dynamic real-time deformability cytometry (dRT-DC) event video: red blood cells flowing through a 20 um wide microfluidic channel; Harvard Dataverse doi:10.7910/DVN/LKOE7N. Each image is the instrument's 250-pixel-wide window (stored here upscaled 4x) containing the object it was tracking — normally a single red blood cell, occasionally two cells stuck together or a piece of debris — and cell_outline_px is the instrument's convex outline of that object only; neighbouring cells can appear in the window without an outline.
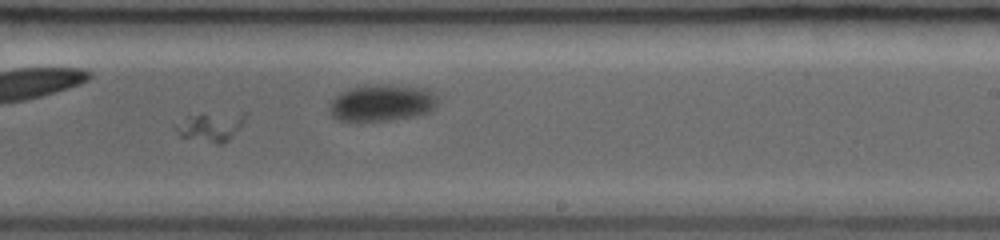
{"species": "common noctule bat (a hibernating species)", "species_latin": "Nyctalus noctula", "temperature_condition": "room temperature", "stored_images_in_passage": 35, "segment_of_instrument_passage": [2, 2], "camera_frame_rate_fps": 3000, "um_per_image_px": 0.085, "animal": {"sex": "female", "body_mass_g": 19.0, "forearm_length_mm": 53.3}, "frame": {"image": 1, "passage_image": 19, "time_ms": 6.0, "image_size_px": [1000, 240], "cell_outline_px": [[248, 116], [228, 140], [220, 144], [216, 144], [180, 136], [172, 128], [172, 124], [188, 116], [244, 112], [248, 112]], "centroid_in_image_um": [17.86, 10.77], "position_along_channel_um": 271.1, "area_um2": 11.68}}
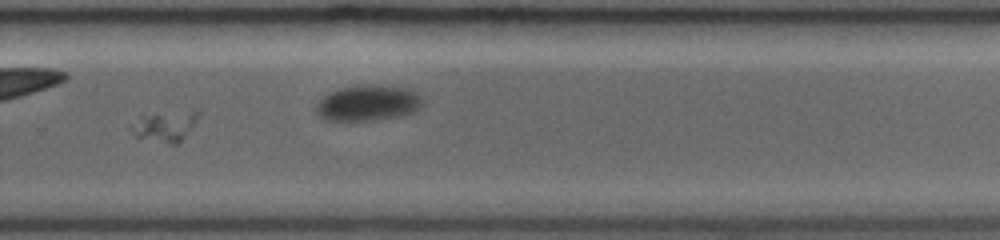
{"frame": {"image": 2, "passage_image": 22, "time_ms": 7.0, "image_size_px": [1000, 240], "cell_outline_px": [[200, 112], [196, 120], [184, 136], [176, 144], [172, 144], [136, 136], [132, 132], [132, 128], [140, 116], [192, 112]], "centroid_in_image_um": [14.02, 10.76], "position_along_channel_um": 315.8, "area_um2": 10.64}}